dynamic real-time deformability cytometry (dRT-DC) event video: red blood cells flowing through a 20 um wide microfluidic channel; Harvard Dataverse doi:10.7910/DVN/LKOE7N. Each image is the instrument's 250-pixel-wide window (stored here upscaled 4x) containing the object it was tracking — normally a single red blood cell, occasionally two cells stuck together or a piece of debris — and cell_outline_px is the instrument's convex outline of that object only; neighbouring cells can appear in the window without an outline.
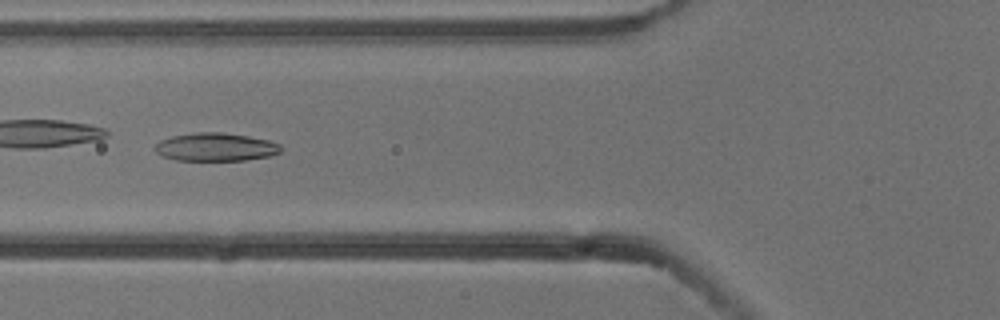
{"species": "common noctule bat (a hibernating species)", "species_latin": "Nyctalus noctula", "temperature_condition": "cold", "stored_images_in_passage": 5, "camera_frame_rate_fps": 3000, "um_per_image_px": 0.085, "animal": {"sex": "male", "body_mass_g": 13.3}, "frame": {"image": 1, "passage_image": 3, "time_ms": 0.667, "image_size_px": [1000, 320], "cell_outline_px": [[284, 148], [280, 152], [268, 156], [244, 160], [176, 160], [160, 156], [152, 148], [160, 140], [172, 136], [196, 132], [220, 132], [248, 136], [268, 140], [280, 144]], "centroid_in_image_um": [18.3, 12.49], "position_along_channel_um": 107.5, "area_um2": 20.75}}
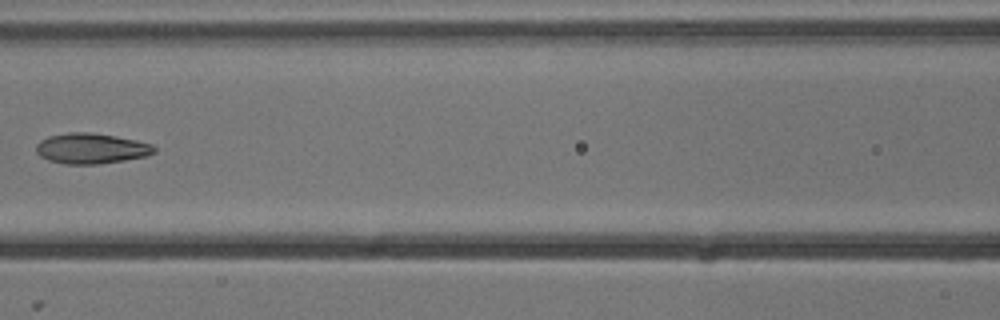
{"frame": {"image": 2, "passage_image": 4, "time_ms": 1.0, "image_size_px": [1000, 320], "cell_outline_px": [[156, 152], [148, 156], [124, 160], [96, 164], [64, 164], [48, 160], [40, 156], [36, 152], [36, 144], [40, 140], [48, 136], [68, 132], [88, 132], [116, 136], [136, 140], [152, 144], [156, 148]], "centroid_in_image_um": [7.75, 12.61], "position_along_channel_um": 158.9, "area_um2": 21.1}}
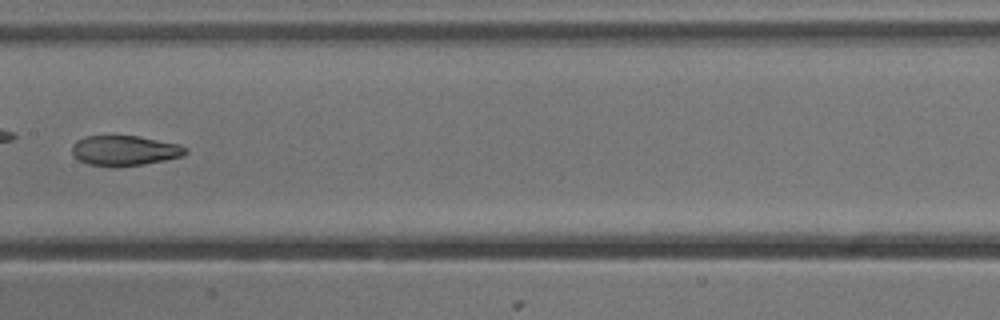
{"frame": {"image": 3, "passage_image": 5, "time_ms": 1.333, "image_size_px": [1000, 320], "cell_outline_px": [[188, 152], [184, 156], [144, 164], [112, 168], [88, 164], [80, 160], [72, 152], [72, 144], [76, 140], [84, 136], [136, 136], [180, 144]], "centroid_in_image_um": [10.57, 12.81], "position_along_channel_um": 196.8, "area_um2": 20.0}}